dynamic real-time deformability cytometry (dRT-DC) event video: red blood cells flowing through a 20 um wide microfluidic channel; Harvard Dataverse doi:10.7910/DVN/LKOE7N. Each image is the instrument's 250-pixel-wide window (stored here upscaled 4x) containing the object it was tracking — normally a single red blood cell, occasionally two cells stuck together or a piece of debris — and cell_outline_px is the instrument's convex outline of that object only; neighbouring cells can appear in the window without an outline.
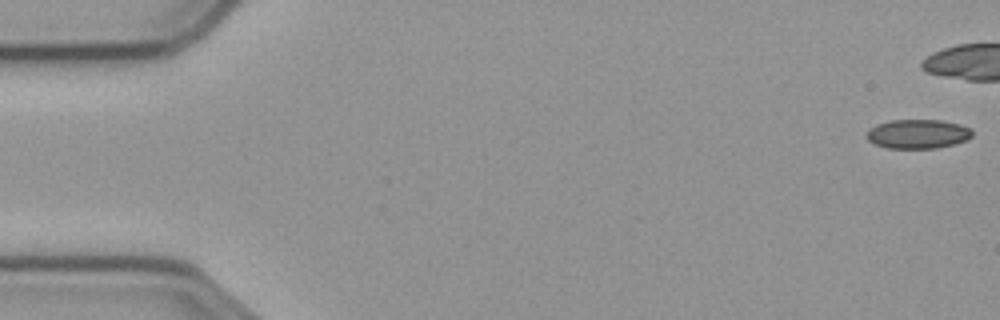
{"species": "common noctule bat (a hibernating species)", "species_latin": "Nyctalus noctula", "temperature_condition": "cold", "stored_images_in_passage": 44, "camera_frame_rate_fps": 3000, "um_per_image_px": 0.085, "animal": {"sex": "male", "body_mass_g": 23.1, "forearm_length_mm": 52.7}, "frame": {"image": 1, "passage_image": 1, "time_ms": 0.0, "image_size_px": [1000, 320], "cell_outline_px": [[972, 136], [968, 140], [936, 148], [888, 148], [876, 144], [868, 140], [864, 136], [868, 128], [876, 124], [892, 120], [940, 120], [960, 124], [972, 128]], "centroid_in_image_um": [78.0, 11.38], "position_along_channel_um": 7.0, "area_um2": 18.09}}
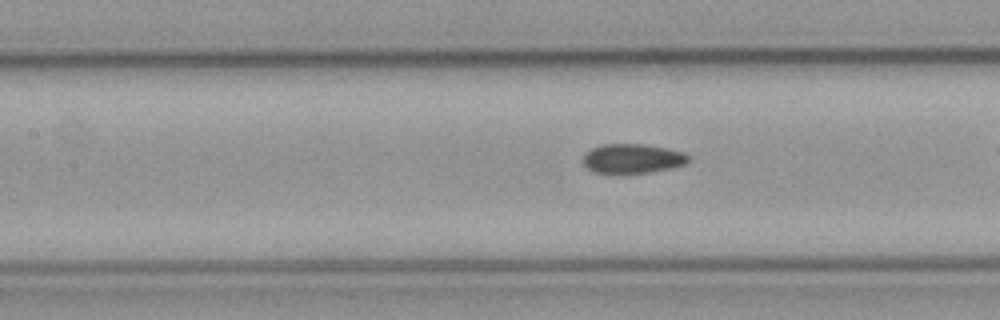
{"frame": {"image": 2, "passage_image": 25, "time_ms": 8.0, "image_size_px": [1000, 320], "cell_outline_px": [[692, 160], [684, 164], [668, 168], [648, 172], [592, 172], [584, 164], [584, 156], [592, 148], [604, 144], [644, 144], [668, 148], [684, 152], [692, 156]], "centroid_in_image_um": [53.83, 13.45], "position_along_channel_um": 153.6, "area_um2": 17.8}}
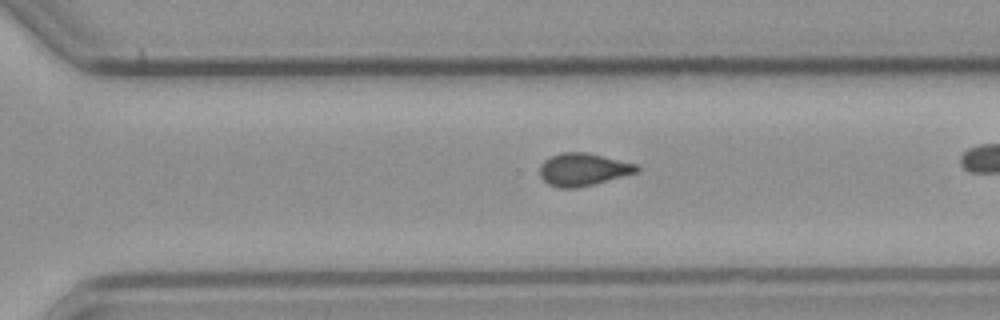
{"frame": {"image": 3, "passage_image": 39, "time_ms": 12.667, "image_size_px": [1000, 320], "cell_outline_px": [[640, 172], [576, 188], [560, 188], [548, 184], [540, 176], [540, 164], [544, 160], [560, 152], [588, 152], [636, 164], [640, 168]], "centroid_in_image_um": [49.56, 14.4], "position_along_channel_um": 321.0, "area_um2": 18.44}}